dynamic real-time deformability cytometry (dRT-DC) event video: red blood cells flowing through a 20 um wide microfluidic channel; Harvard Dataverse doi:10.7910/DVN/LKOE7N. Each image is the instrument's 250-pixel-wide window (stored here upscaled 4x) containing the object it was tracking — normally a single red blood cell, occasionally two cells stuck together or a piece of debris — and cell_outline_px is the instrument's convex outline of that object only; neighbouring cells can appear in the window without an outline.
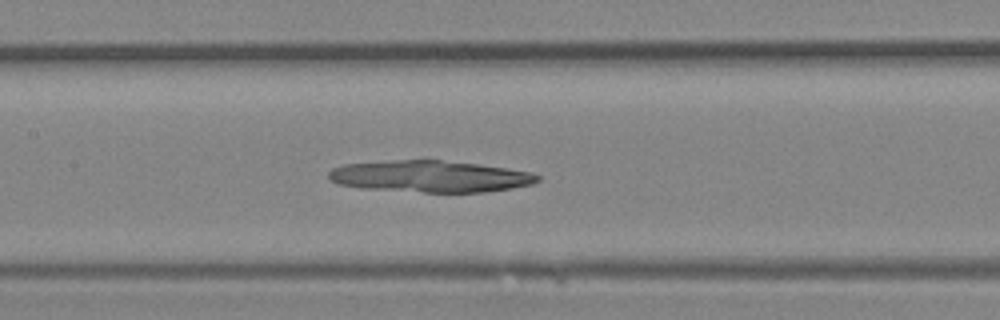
{"species": "Egyptian fruit bat (a non-hibernating species)", "species_latin": "Rousettus aegyptiacus", "temperature_condition": "room temperature", "stored_images_in_passage": 29, "camera_frame_rate_fps": 3000, "um_per_image_px": 0.085, "animal": {"sex": "female"}, "frame": {"image": 1, "passage_image": 15, "time_ms": 4.667, "image_size_px": [1000, 320], "cell_outline_px": [[540, 180], [532, 184], [512, 188], [484, 192], [424, 192], [360, 188], [340, 184], [328, 180], [328, 172], [332, 168], [344, 164], [392, 160], [440, 160], [476, 164], [508, 168], [532, 172], [540, 176]], "centroid_in_image_um": [36.55, 14.99], "position_along_channel_um": 170.9, "area_um2": 38.55}}
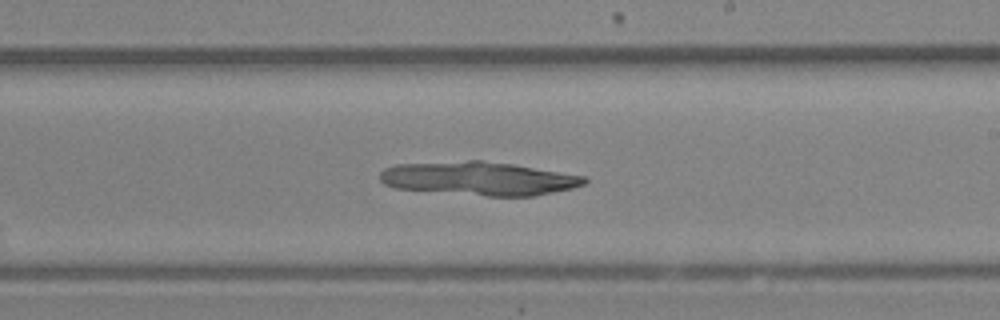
{"frame": {"image": 2, "passage_image": 19, "time_ms": 6.0, "image_size_px": [1000, 320], "cell_outline_px": [[588, 180], [584, 184], [572, 188], [532, 196], [488, 196], [396, 188], [384, 184], [380, 180], [380, 172], [384, 168], [396, 164], [468, 160], [484, 160], [512, 164], [588, 176]], "centroid_in_image_um": [40.71, 15.16], "position_along_channel_um": 248.3, "area_um2": 40.0}}
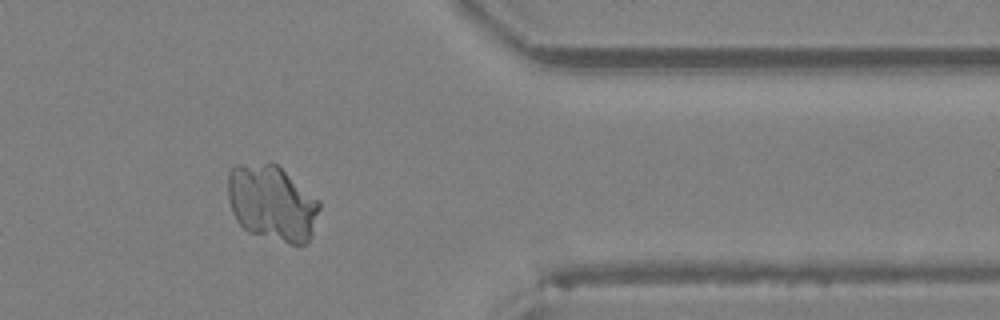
{"frame": {"image": 3, "passage_image": 27, "time_ms": 8.667, "image_size_px": [1000, 320], "cell_outline_px": [[320, 208], [308, 244], [292, 244], [248, 232], [236, 220], [232, 212], [228, 200], [228, 172], [232, 164], [276, 164], [320, 200]], "centroid_in_image_um": [23.11, 17.26], "position_along_channel_um": 388.3, "area_um2": 40.4}}